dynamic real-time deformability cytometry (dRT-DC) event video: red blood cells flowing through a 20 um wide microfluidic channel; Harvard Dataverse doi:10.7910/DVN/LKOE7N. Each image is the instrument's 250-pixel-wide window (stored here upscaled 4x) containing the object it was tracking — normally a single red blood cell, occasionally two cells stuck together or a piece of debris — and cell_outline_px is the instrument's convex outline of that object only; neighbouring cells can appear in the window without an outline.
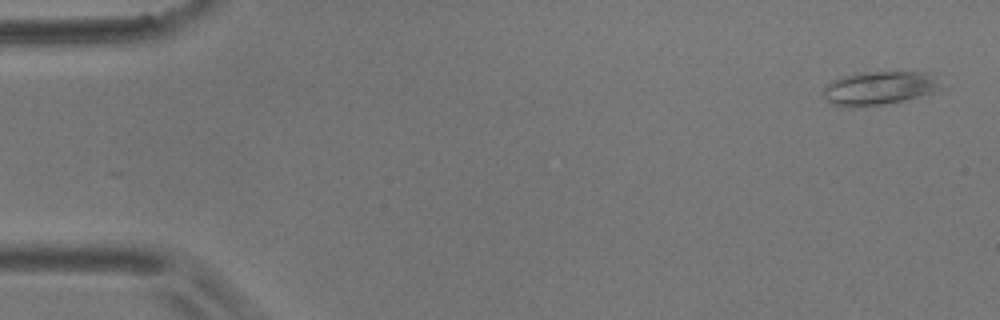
{"species": "common noctule bat (a hibernating species)", "species_latin": "Nyctalus noctula", "temperature_condition": "room temperature", "stored_images_in_passage": 11, "camera_frame_rate_fps": 3000, "um_per_image_px": 0.085, "animal": {"sex": "male", "body_mass_g": 17.9}, "frame": {"image": 1, "passage_image": 1, "time_ms": 0.0, "image_size_px": [1000, 320], "cell_outline_px": [[940, 88], [932, 92], [904, 100], [884, 104], [852, 108], [832, 104], [824, 96], [824, 88], [832, 80], [840, 76], [860, 72], [936, 72]], "centroid_in_image_um": [74.73, 7.47], "position_along_channel_um": 10.3, "area_um2": 23.06}}